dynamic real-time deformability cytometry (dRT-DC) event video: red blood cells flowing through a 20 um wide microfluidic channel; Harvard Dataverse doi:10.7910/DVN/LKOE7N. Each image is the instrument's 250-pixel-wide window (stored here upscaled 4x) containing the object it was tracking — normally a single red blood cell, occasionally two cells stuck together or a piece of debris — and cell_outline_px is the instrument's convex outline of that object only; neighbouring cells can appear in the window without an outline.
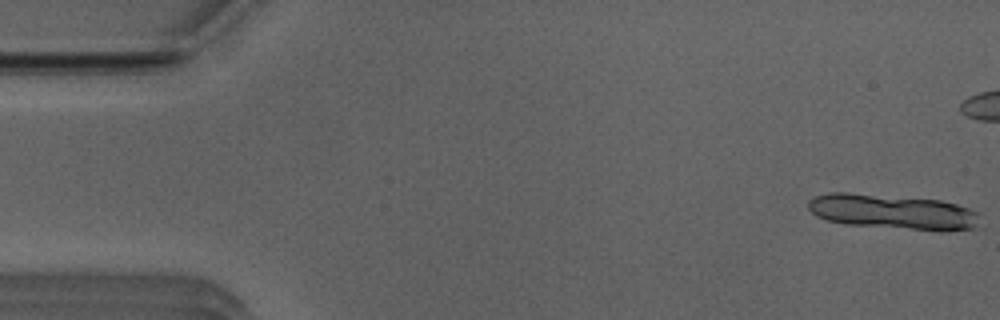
{"species": "Egyptian fruit bat (a non-hibernating species)", "species_latin": "Rousettus aegyptiacus", "temperature_condition": "room temperature", "stored_images_in_passage": 10, "camera_frame_rate_fps": 3000, "um_per_image_px": 0.085, "animal": {"sex": "male"}, "frame": {"image": 1, "passage_image": 1, "time_ms": 0.0, "image_size_px": [1000, 320], "cell_outline_px": [[980, 212], [976, 224], [972, 228], [912, 228], [848, 224], [828, 220], [816, 216], [808, 208], [808, 200], [816, 196], [828, 192], [848, 192], [940, 200], [956, 204]], "centroid_in_image_um": [75.77, 17.95], "position_along_channel_um": 9.2, "area_um2": 33.7}}